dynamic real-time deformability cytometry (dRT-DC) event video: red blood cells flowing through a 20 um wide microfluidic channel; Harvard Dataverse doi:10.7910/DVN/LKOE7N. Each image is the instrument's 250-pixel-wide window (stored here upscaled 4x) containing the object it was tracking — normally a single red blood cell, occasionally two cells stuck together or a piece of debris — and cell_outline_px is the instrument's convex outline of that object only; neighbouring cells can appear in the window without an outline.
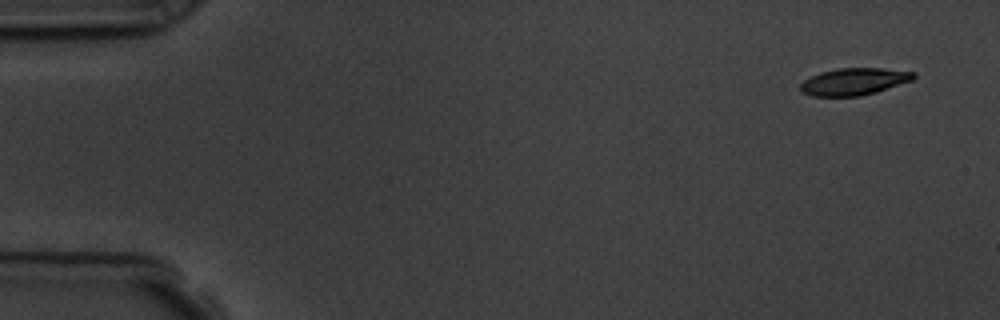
{"species": "common noctule bat (a hibernating species)", "species_latin": "Nyctalus noctula", "temperature_condition": "room temperature", "stored_images_in_passage": 10, "camera_frame_rate_fps": 3000, "um_per_image_px": 0.085, "animal": {"sex": "male", "body_mass_g": 19.5, "forearm_length_mm": 54.6}, "frame": {"image": 1, "passage_image": 1, "time_ms": 0.0, "image_size_px": [1000, 320], "cell_outline_px": [[916, 76], [912, 80], [876, 92], [860, 96], [812, 96], [800, 92], [800, 84], [804, 80], [820, 72], [840, 68], [884, 68], [916, 72]], "centroid_in_image_um": [72.59, 6.93], "position_along_channel_um": 12.4, "area_um2": 17.86}}
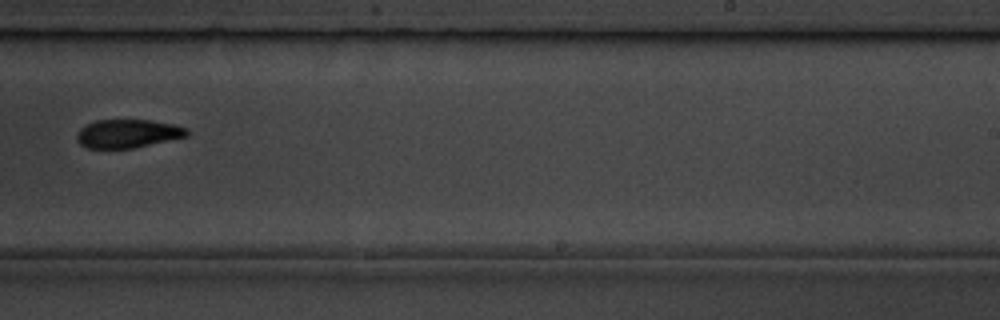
{"frame": {"image": 2, "passage_image": 10, "time_ms": 10.333, "image_size_px": [1000, 320], "cell_outline_px": [[192, 132], [188, 136], [132, 148], [88, 148], [80, 144], [76, 140], [76, 132], [80, 128], [96, 120], [148, 120], [172, 124], [188, 128]], "centroid_in_image_um": [10.86, 11.35], "position_along_channel_um": 278.1, "area_um2": 18.26}}